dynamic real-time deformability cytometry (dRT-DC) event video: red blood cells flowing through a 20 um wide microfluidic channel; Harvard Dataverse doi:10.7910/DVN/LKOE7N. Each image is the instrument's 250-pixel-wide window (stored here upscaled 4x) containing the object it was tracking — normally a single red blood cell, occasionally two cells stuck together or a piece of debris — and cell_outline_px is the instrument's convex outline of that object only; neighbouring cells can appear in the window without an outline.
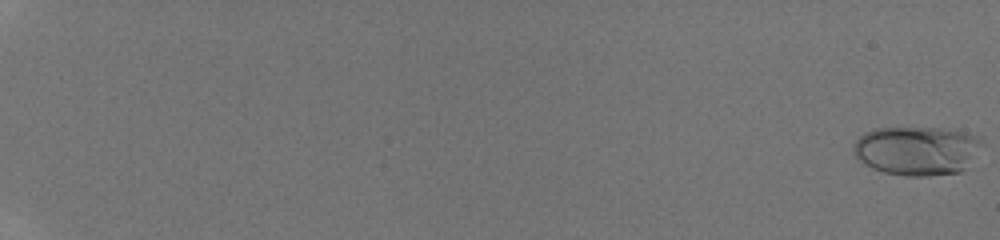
{"species": "human", "species_latin": "Homo sapiens", "temperature_condition": "room temperature", "stored_images_in_passage": 49, "camera_frame_rate_fps": 3000, "um_per_image_px": 0.085, "donor": {"sex": "male"}, "frame": {"image": 1, "passage_image": 1, "time_ms": 0.0, "image_size_px": [1000, 240], "cell_outline_px": [[984, 140], [964, 168], [960, 172], [928, 176], [904, 176], [884, 172], [872, 168], [860, 160], [852, 152], [852, 144], [864, 132], [876, 128], [940, 128], [980, 136]], "centroid_in_image_um": [77.88, 12.8], "position_along_channel_um": 7.1, "area_um2": 36.47}}
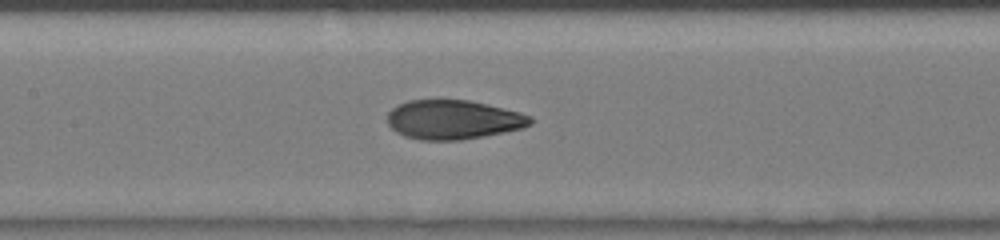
{"frame": {"image": 2, "passage_image": 28, "time_ms": 9.0, "image_size_px": [1000, 240], "cell_outline_px": [[532, 124], [524, 128], [484, 136], [460, 140], [420, 140], [404, 136], [396, 132], [388, 124], [388, 112], [392, 108], [408, 100], [440, 96], [468, 100], [520, 112], [532, 116]], "centroid_in_image_um": [38.5, 10.13], "position_along_channel_um": 168.9, "area_um2": 33.52}}
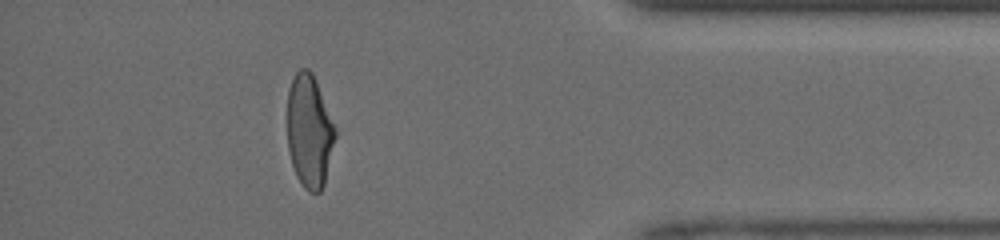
{"frame": {"image": 3, "passage_image": 45, "time_ms": 14.667, "image_size_px": [1000, 240], "cell_outline_px": [[336, 136], [324, 184], [320, 192], [308, 192], [304, 188], [296, 176], [292, 164], [288, 148], [288, 88], [296, 72], [300, 68], [308, 68], [312, 72], [316, 80], [336, 128]], "centroid_in_image_um": [26.3, 11.14], "position_along_channel_um": 408.9, "area_um2": 31.56}}